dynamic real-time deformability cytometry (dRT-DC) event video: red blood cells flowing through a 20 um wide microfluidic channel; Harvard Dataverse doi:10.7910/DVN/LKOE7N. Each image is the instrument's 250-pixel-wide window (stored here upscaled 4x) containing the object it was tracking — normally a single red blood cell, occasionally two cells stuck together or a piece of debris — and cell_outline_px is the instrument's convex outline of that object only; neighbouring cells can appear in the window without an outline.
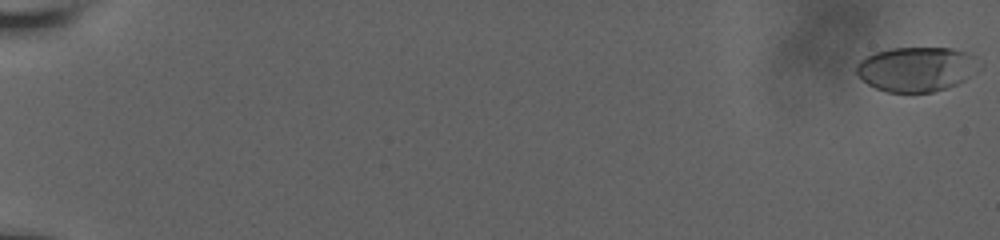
{"species": "human", "species_latin": "Homo sapiens", "temperature_condition": "room temperature", "stored_images_in_passage": 47, "camera_frame_rate_fps": 3000, "um_per_image_px": 0.085, "donor": {"sex": "male"}, "frame": {"image": 1, "passage_image": 1, "time_ms": 0.0, "image_size_px": [1000, 240], "cell_outline_px": [[984, 68], [964, 80], [948, 88], [932, 92], [888, 92], [876, 88], [868, 84], [856, 72], [856, 64], [864, 56], [872, 52], [892, 48], [952, 48], [976, 56], [984, 64]], "centroid_in_image_um": [77.96, 5.86], "position_along_channel_um": 7.0, "area_um2": 32.48}}
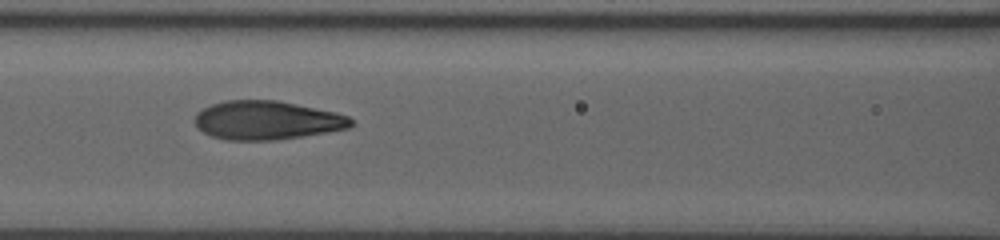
{"frame": {"image": 2, "passage_image": 28, "time_ms": 9.667, "image_size_px": [1000, 240], "cell_outline_px": [[356, 124], [348, 128], [300, 136], [272, 140], [224, 140], [212, 136], [196, 128], [192, 120], [196, 112], [212, 104], [224, 100], [276, 100], [336, 112], [348, 116]], "centroid_in_image_um": [22.63, 10.22], "position_along_channel_um": 144.0, "area_um2": 35.32}}
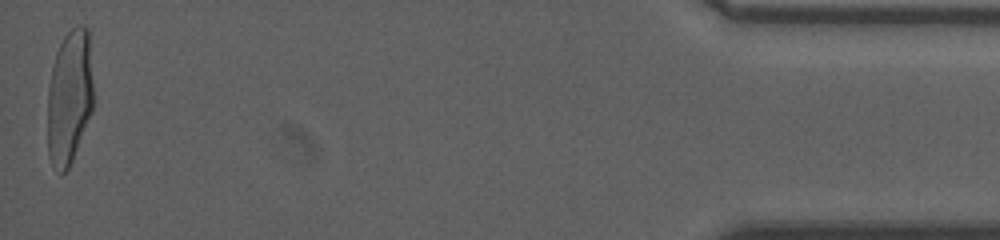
{"frame": {"image": 3, "passage_image": 47, "time_ms": 19.333, "image_size_px": [1000, 240], "cell_outline_px": [[92, 112], [72, 160], [68, 168], [64, 172], [60, 172], [52, 164], [48, 156], [48, 88], [52, 68], [56, 52], [64, 36], [76, 24], [84, 24], [88, 28], [92, 80]], "centroid_in_image_um": [5.9, 8.22], "position_along_channel_um": 429.3, "area_um2": 35.78}, "authors_computed_cell_mechanics": {"area_um2": 33.6396, "velocity_mm_per_s": 3.792, "shape_relaxation_time_tau1_ms": 5.0541, "shape_relaxation_time_tau2_ms": null, "deformation_change_tau1": 0.212, "deformation_change_tau2": null}}